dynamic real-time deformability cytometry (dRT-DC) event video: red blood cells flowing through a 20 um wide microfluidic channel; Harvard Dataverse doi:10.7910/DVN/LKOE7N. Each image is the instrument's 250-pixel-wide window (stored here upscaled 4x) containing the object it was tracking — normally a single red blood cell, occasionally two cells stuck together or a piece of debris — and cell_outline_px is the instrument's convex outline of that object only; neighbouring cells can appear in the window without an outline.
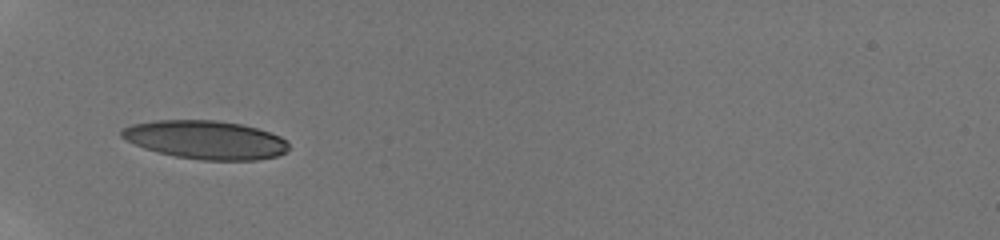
{"species": "human", "species_latin": "Homo sapiens", "temperature_condition": "room temperature", "stored_images_in_passage": 7, "camera_frame_rate_fps": 3000, "um_per_image_px": 0.085, "donor": {"sex": "male"}, "frame": {"image": 1, "passage_image": 1, "time_ms": 0.0, "image_size_px": [1000, 240], "cell_outline_px": [[288, 148], [284, 152], [276, 156], [256, 160], [200, 160], [176, 156], [144, 148], [120, 136], [120, 128], [132, 124], [156, 120], [216, 120], [240, 124], [256, 128], [280, 136], [288, 144]], "centroid_in_image_um": [17.45, 11.88], "position_along_channel_um": 67.6, "area_um2": 37.17}}